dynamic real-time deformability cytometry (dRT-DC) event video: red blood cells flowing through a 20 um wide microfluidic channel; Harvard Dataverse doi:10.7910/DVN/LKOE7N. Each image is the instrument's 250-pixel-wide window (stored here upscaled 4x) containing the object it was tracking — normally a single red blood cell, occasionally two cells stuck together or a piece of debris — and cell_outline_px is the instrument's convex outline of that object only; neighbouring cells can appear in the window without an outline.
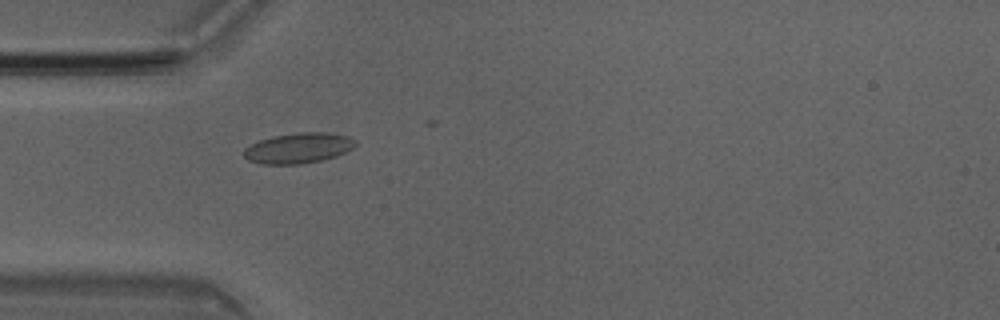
{"species": "Egyptian fruit bat (a non-hibernating species)", "species_latin": "Rousettus aegyptiacus", "temperature_condition": "room temperature", "stored_images_in_passage": 13, "camera_frame_rate_fps": 3000, "um_per_image_px": 0.085, "animal": {"sex": "male"}, "frame": {"image": 1, "passage_image": 6, "time_ms": 1.667, "image_size_px": [1000, 320], "cell_outline_px": [[356, 144], [352, 148], [336, 156], [320, 160], [300, 164], [264, 164], [248, 160], [244, 156], [244, 148], [260, 140], [272, 136], [296, 132], [328, 132], [348, 136], [356, 140]], "centroid_in_image_um": [25.36, 12.57], "position_along_channel_um": 59.6, "area_um2": 19.71}}
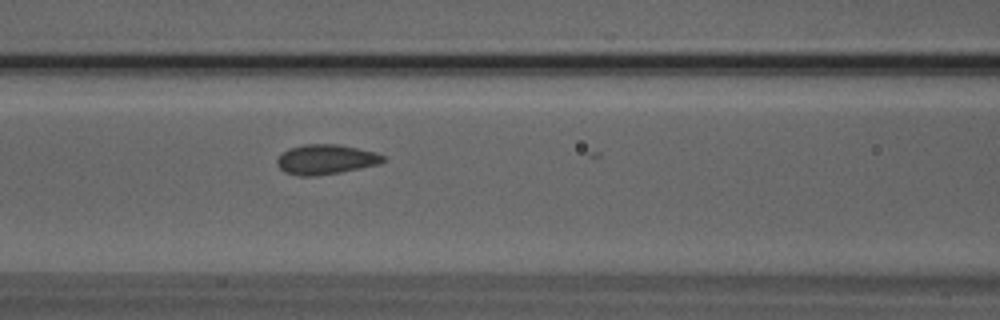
{"frame": {"image": 2, "passage_image": 12, "time_ms": 3.667, "image_size_px": [1000, 320], "cell_outline_px": [[388, 160], [380, 164], [340, 172], [316, 176], [300, 176], [284, 172], [276, 164], [276, 160], [288, 148], [304, 144], [340, 144], [376, 152], [384, 156]], "centroid_in_image_um": [27.72, 13.55], "position_along_channel_um": 138.9, "area_um2": 18.61}}